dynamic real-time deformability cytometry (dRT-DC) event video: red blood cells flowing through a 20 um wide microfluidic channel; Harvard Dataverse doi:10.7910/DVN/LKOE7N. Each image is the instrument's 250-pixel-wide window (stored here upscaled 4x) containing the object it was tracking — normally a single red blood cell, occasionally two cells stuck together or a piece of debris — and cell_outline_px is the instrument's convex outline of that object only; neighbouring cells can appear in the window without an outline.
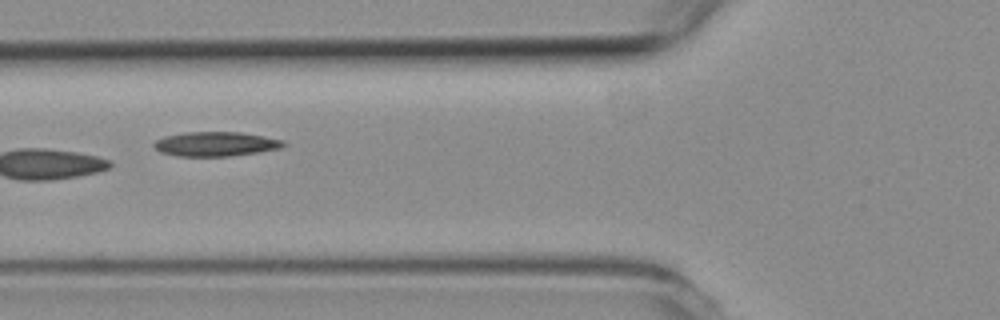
{"species": "common noctule bat (a hibernating species)", "species_latin": "Nyctalus noctula", "temperature_condition": "room temperature", "stored_images_in_passage": 8, "camera_frame_rate_fps": 3000, "um_per_image_px": 0.085, "animal": {"sex": "female", "body_mass_g": 19.3, "forearm_length_mm": 54.1}, "frame": {"image": 1, "passage_image": 5, "time_ms": 5.667, "image_size_px": [1000, 320], "cell_outline_px": [[288, 144], [280, 148], [260, 152], [228, 156], [180, 156], [160, 152], [152, 144], [156, 140], [164, 136], [184, 132], [240, 132], [284, 140]], "centroid_in_image_um": [18.34, 12.23], "position_along_channel_um": 107.5, "area_um2": 18.44}}
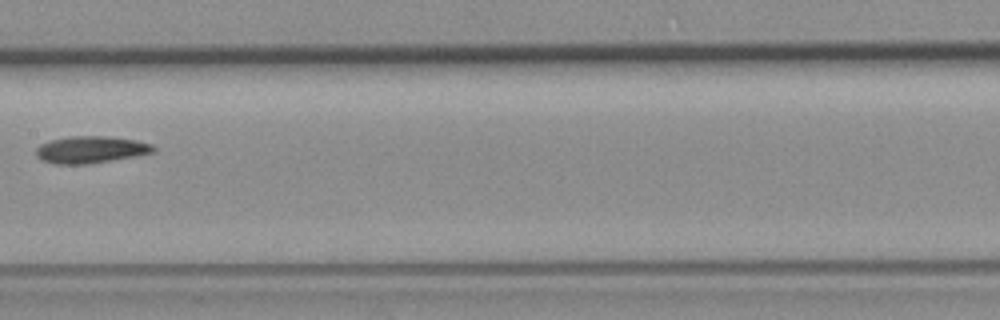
{"frame": {"image": 2, "passage_image": 7, "time_ms": 8.0, "image_size_px": [1000, 320], "cell_outline_px": [[156, 152], [136, 156], [88, 164], [56, 164], [40, 160], [36, 156], [36, 148], [40, 144], [48, 140], [72, 136], [104, 136], [136, 140], [152, 144], [156, 148]], "centroid_in_image_um": [7.7, 12.72], "position_along_channel_um": 199.7, "area_um2": 18.61}}
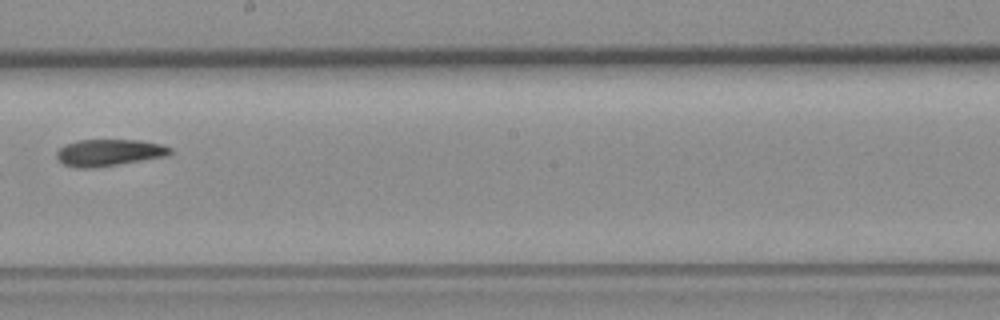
{"frame": {"image": 3, "passage_image": 8, "time_ms": 9.0, "image_size_px": [1000, 320], "cell_outline_px": [[172, 152], [168, 156], [92, 168], [80, 168], [64, 164], [56, 156], [56, 152], [64, 144], [76, 140], [140, 140], [160, 144], [172, 148]], "centroid_in_image_um": [9.27, 12.96], "position_along_channel_um": 238.9, "area_um2": 17.63}}